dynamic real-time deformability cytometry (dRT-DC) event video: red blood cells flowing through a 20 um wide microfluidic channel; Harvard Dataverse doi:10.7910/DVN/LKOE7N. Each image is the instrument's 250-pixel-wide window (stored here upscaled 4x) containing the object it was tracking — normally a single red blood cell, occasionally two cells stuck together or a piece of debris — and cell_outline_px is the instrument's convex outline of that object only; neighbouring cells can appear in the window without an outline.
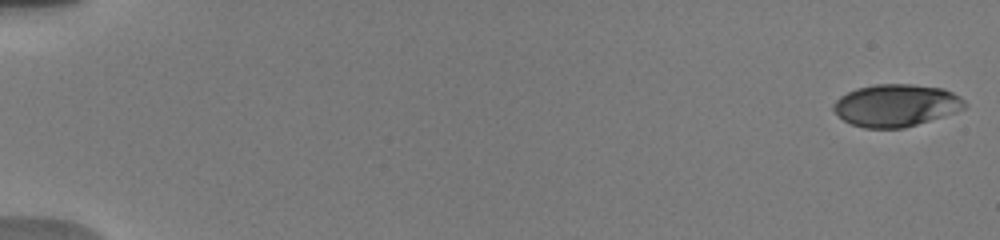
{"species": "human", "species_latin": "Homo sapiens", "temperature_condition": "warm", "stored_images_in_passage": 91, "camera_frame_rate_fps": 3000, "um_per_image_px": 0.085, "donor": {"sex": "male"}, "frame": {"image": 1, "passage_image": 1, "time_ms": 0.0, "image_size_px": [1000, 240], "cell_outline_px": [[968, 104], [964, 108], [956, 112], [904, 128], [864, 128], [852, 124], [844, 120], [832, 108], [832, 104], [840, 96], [856, 88], [876, 84], [912, 84], [944, 88], [960, 96]], "centroid_in_image_um": [76.18, 8.95], "position_along_channel_um": 8.8, "area_um2": 32.37}}
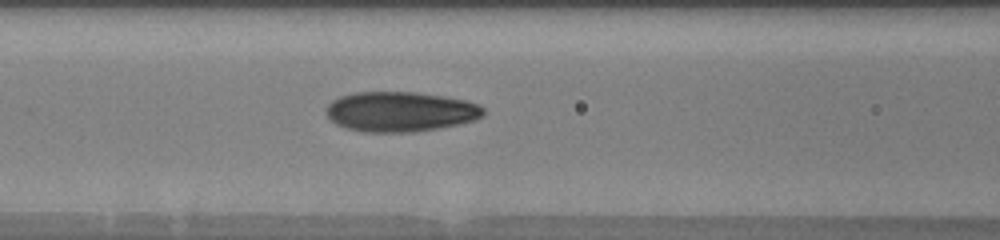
{"frame": {"image": 2, "passage_image": 37, "time_ms": 8.0, "image_size_px": [1000, 240], "cell_outline_px": [[484, 116], [476, 120], [436, 128], [412, 132], [364, 132], [348, 128], [336, 124], [324, 112], [324, 108], [332, 100], [340, 96], [356, 92], [416, 92], [444, 96], [464, 100], [480, 104], [484, 108]], "centroid_in_image_um": [34.02, 9.48], "position_along_channel_um": 132.6, "area_um2": 36.7}}
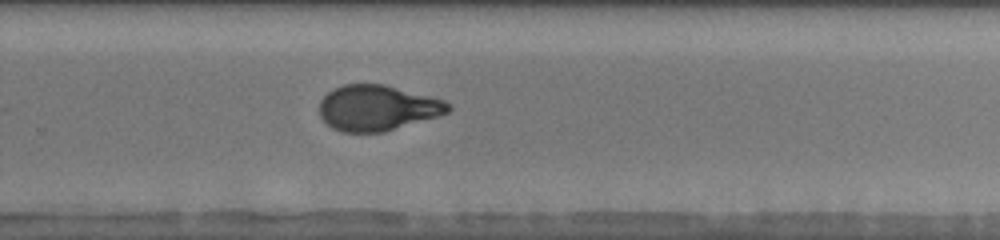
{"frame": {"image": 3, "passage_image": 62, "time_ms": 12.333, "image_size_px": [1000, 240], "cell_outline_px": [[452, 108], [448, 112], [440, 116], [384, 132], [340, 132], [332, 128], [320, 116], [320, 100], [332, 88], [344, 84], [384, 84], [444, 100], [452, 104]], "centroid_in_image_um": [32.09, 9.17], "position_along_channel_um": 297.7, "area_um2": 34.33}, "authors_computed_cell_mechanics": {"area_um2": 34.5644, "velocity_mm_per_s": 3.817, "shape_relaxation_time_tau1_ms": 4.9705, "shape_relaxation_time_tau2_ms": 1.0301, "deformation_change_tau1": 0.2081, "deformation_change_tau2": 0.0645}}